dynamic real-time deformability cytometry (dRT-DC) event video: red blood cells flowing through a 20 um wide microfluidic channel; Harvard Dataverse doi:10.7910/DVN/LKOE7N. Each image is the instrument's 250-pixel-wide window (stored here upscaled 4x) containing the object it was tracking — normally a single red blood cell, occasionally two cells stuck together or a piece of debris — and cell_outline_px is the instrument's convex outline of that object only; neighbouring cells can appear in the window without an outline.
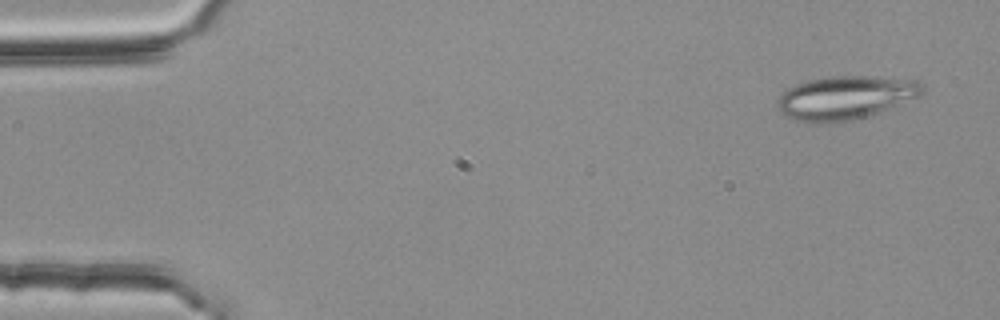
{"species": "common noctule bat (a hibernating species)", "species_latin": "Nyctalus noctula", "temperature_condition": "room temperature", "stored_images_in_passage": 55, "segment_of_instrument_passage": [1, 2], "camera_frame_rate_fps": 3000, "um_per_image_px": 0.085, "animal": {"sex": "female", "body_mass_g": 25.1}, "frame": {"image": 1, "passage_image": 3, "time_ms": 0.667, "image_size_px": [1000, 320], "cell_outline_px": [[924, 92], [920, 96], [888, 108], [852, 120], [812, 124], [792, 120], [784, 116], [780, 112], [776, 104], [776, 100], [792, 84], [808, 80], [828, 76], [868, 76], [916, 80], [924, 84]], "centroid_in_image_um": [71.79, 8.3], "position_along_channel_um": 13.2, "area_um2": 36.93}}
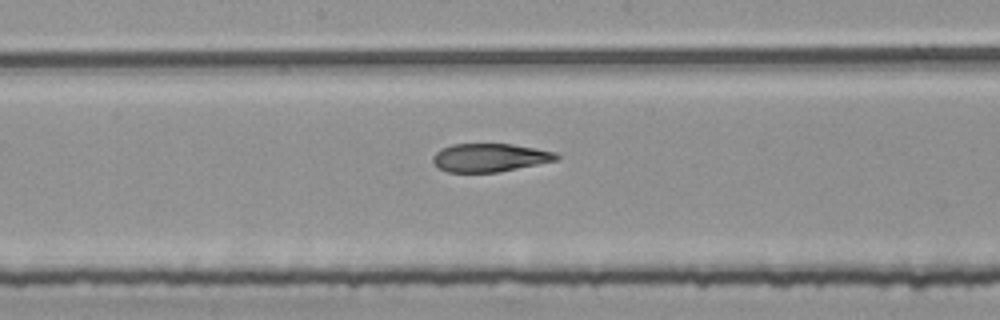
{"frame": {"image": 2, "passage_image": 28, "time_ms": 9.0, "image_size_px": [1000, 320], "cell_outline_px": [[560, 156], [556, 160], [496, 172], [448, 172], [440, 168], [432, 160], [432, 156], [440, 148], [452, 144], [512, 144], [536, 148], [556, 152]], "centroid_in_image_um": [41.61, 13.38], "position_along_channel_um": 206.6, "area_um2": 20.17}}
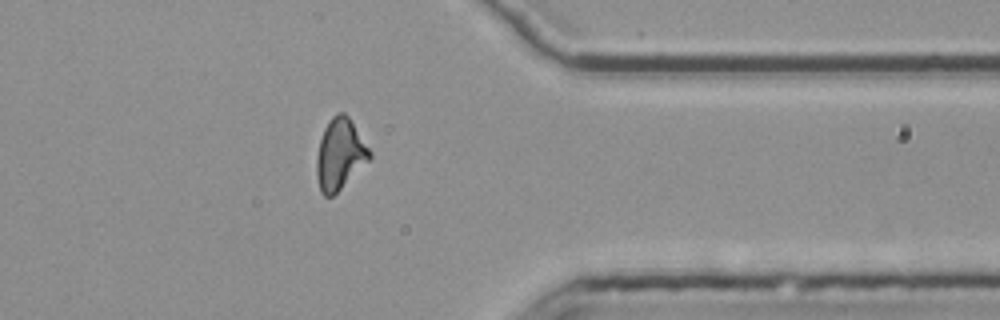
{"frame": {"image": 3, "passage_image": 43, "time_ms": 14.0, "image_size_px": [1000, 320], "cell_outline_px": [[372, 156], [332, 196], [324, 196], [320, 192], [316, 172], [316, 160], [320, 140], [324, 128], [332, 116], [336, 112], [344, 112], [348, 116], [372, 152]], "centroid_in_image_um": [28.87, 13.08], "position_along_channel_um": 382.5, "area_um2": 21.5}}